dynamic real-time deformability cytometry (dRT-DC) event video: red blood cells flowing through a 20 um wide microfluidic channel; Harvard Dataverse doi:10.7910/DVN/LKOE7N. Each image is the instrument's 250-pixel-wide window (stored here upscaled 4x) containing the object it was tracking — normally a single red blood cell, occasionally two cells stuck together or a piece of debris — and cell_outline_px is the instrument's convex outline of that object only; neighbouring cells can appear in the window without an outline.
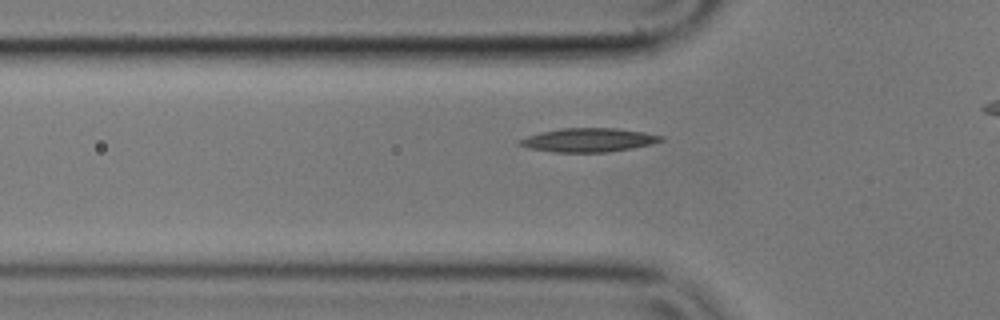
{"species": "common noctule bat (a hibernating species)", "species_latin": "Nyctalus noctula", "temperature_condition": "cold", "stored_images_in_passage": 31, "camera_frame_rate_fps": 3000, "um_per_image_px": 0.085, "animal": {"sex": "male", "body_mass_g": 17.9}, "frame": {"image": 1, "passage_image": 3, "time_ms": 0.667, "image_size_px": [1000, 320], "cell_outline_px": [[664, 140], [652, 144], [632, 148], [608, 152], [552, 152], [528, 148], [516, 144], [516, 140], [540, 132], [564, 128], [616, 128], [644, 132], [664, 136]], "centroid_in_image_um": [50.0, 11.9], "position_along_channel_um": 75.8, "area_um2": 19.71}}
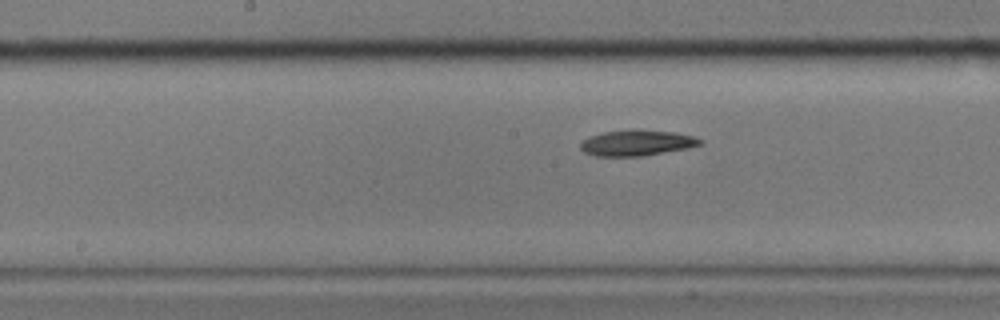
{"frame": {"image": 2, "passage_image": 13, "time_ms": 4.0, "image_size_px": [1000, 320], "cell_outline_px": [[704, 144], [688, 148], [640, 156], [596, 156], [584, 152], [580, 148], [580, 144], [584, 140], [592, 136], [604, 132], [676, 132], [692, 136], [704, 140]], "centroid_in_image_um": [54.17, 12.19], "position_along_channel_um": 194.0, "area_um2": 17.05}}
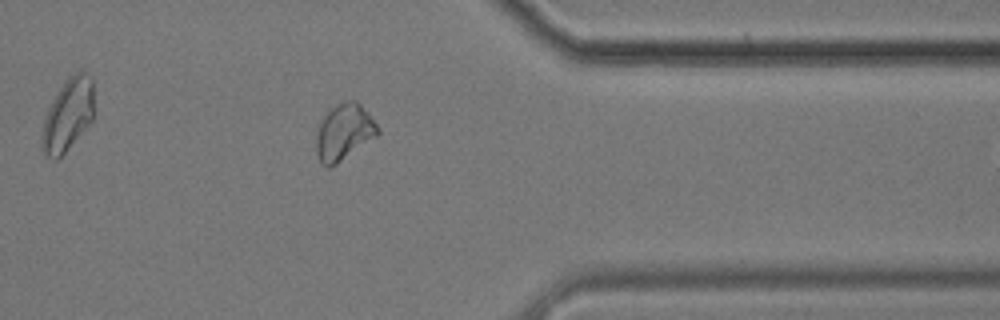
{"frame": {"image": 3, "passage_image": 30, "time_ms": 9.667, "image_size_px": [1000, 320], "cell_outline_px": [[380, 132], [376, 136], [336, 164], [328, 168], [320, 160], [316, 152], [316, 136], [320, 120], [336, 104], [348, 100], [356, 100], [368, 112], [376, 124]], "centroid_in_image_um": [29.23, 11.21], "position_along_channel_um": 382.2, "area_um2": 19.83}}